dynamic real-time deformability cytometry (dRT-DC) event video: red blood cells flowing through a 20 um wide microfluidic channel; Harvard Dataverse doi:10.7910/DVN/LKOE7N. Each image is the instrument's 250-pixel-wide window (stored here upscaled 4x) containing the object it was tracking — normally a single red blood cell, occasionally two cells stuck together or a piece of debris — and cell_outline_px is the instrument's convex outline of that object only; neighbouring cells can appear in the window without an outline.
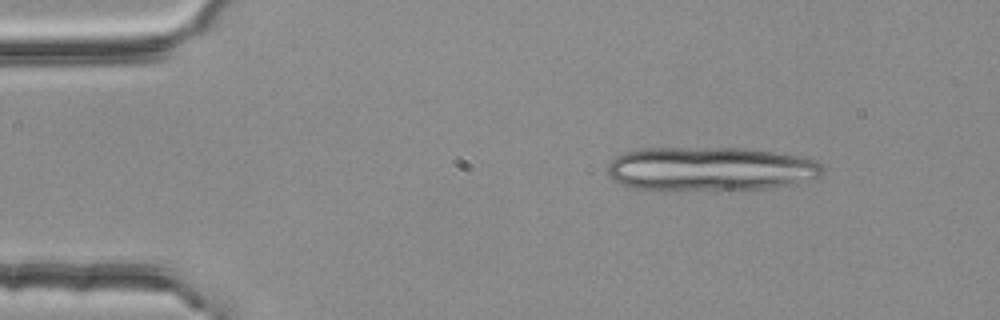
{"species": "common noctule bat (a hibernating species)", "species_latin": "Nyctalus noctula", "temperature_condition": "room temperature", "stored_images_in_passage": 4, "camera_frame_rate_fps": 3000, "um_per_image_px": 0.085, "animal": {"sex": "female", "body_mass_g": 25.1}, "frame": {"image": 1, "passage_image": 1, "time_ms": 0.0, "image_size_px": [1000, 320], "cell_outline_px": [[824, 172], [820, 176], [812, 180], [796, 184], [772, 188], [632, 188], [608, 176], [608, 164], [616, 156], [624, 152], [644, 148], [744, 148], [772, 152], [796, 156], [816, 160], [824, 168]], "centroid_in_image_um": [60.43, 14.33], "position_along_channel_um": 24.6, "area_um2": 54.22}}